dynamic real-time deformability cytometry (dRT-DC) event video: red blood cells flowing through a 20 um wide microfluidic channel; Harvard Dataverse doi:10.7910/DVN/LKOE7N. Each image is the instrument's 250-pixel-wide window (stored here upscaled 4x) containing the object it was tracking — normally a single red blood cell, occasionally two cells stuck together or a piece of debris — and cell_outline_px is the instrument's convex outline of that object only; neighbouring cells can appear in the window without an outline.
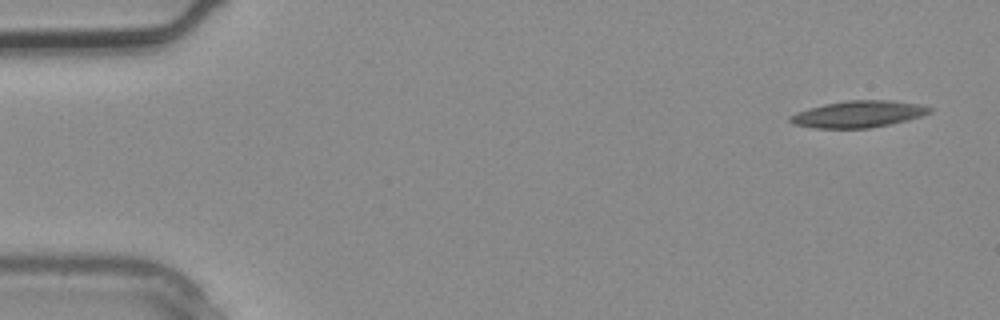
{"species": "common noctule bat (a hibernating species)", "species_latin": "Nyctalus noctula", "temperature_condition": "warm", "stored_images_in_passage": 3, "camera_frame_rate_fps": 3000, "um_per_image_px": 0.085, "animal": {"sex": "male", "body_mass_g": 20.4}, "frame": {"image": 1, "passage_image": 1, "time_ms": 0.0, "image_size_px": [1000, 320], "cell_outline_px": [[932, 112], [908, 120], [892, 124], [868, 128], [816, 128], [792, 124], [788, 120], [788, 116], [796, 112], [808, 108], [824, 104], [848, 100], [888, 100], [920, 104], [932, 108]], "centroid_in_image_um": [72.94, 9.7], "position_along_channel_um": 12.1, "area_um2": 21.79}}
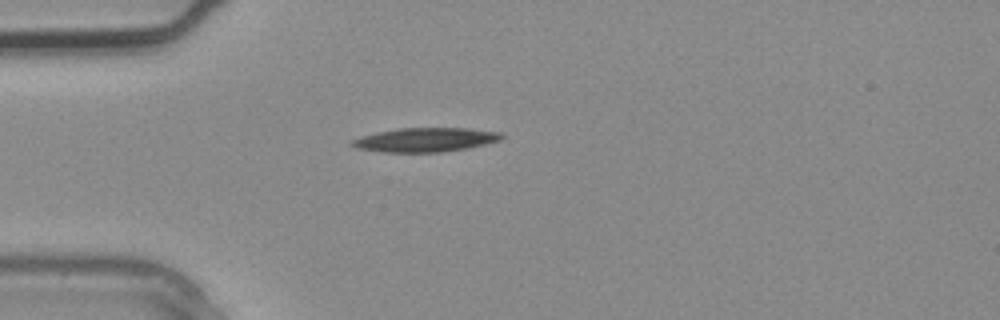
{"frame": {"image": 2, "passage_image": 3, "time_ms": 0.667, "image_size_px": [1000, 320], "cell_outline_px": [[504, 136], [500, 140], [468, 148], [444, 152], [384, 152], [356, 148], [348, 144], [348, 140], [360, 136], [376, 132], [396, 128], [468, 128], [500, 132]], "centroid_in_image_um": [36.09, 11.88], "position_along_channel_um": 48.9, "area_um2": 21.21}}